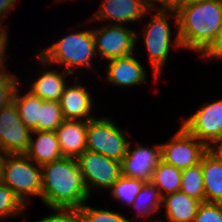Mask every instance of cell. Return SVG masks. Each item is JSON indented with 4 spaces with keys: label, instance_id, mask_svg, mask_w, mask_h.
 <instances>
[{
    "label": "cell",
    "instance_id": "obj_29",
    "mask_svg": "<svg viewBox=\"0 0 222 222\" xmlns=\"http://www.w3.org/2000/svg\"><path fill=\"white\" fill-rule=\"evenodd\" d=\"M0 68V110L13 102V95L19 80L14 75L5 72L7 69Z\"/></svg>",
    "mask_w": 222,
    "mask_h": 222
},
{
    "label": "cell",
    "instance_id": "obj_4",
    "mask_svg": "<svg viewBox=\"0 0 222 222\" xmlns=\"http://www.w3.org/2000/svg\"><path fill=\"white\" fill-rule=\"evenodd\" d=\"M32 162L26 154L6 153L3 183L25 206L30 195L39 196L42 201V168Z\"/></svg>",
    "mask_w": 222,
    "mask_h": 222
},
{
    "label": "cell",
    "instance_id": "obj_9",
    "mask_svg": "<svg viewBox=\"0 0 222 222\" xmlns=\"http://www.w3.org/2000/svg\"><path fill=\"white\" fill-rule=\"evenodd\" d=\"M181 126L209 149L213 148L211 144L222 141V99L202 106Z\"/></svg>",
    "mask_w": 222,
    "mask_h": 222
},
{
    "label": "cell",
    "instance_id": "obj_12",
    "mask_svg": "<svg viewBox=\"0 0 222 222\" xmlns=\"http://www.w3.org/2000/svg\"><path fill=\"white\" fill-rule=\"evenodd\" d=\"M160 160V144H156L153 148L137 145L132 150L129 142L127 153L122 161V175L149 182Z\"/></svg>",
    "mask_w": 222,
    "mask_h": 222
},
{
    "label": "cell",
    "instance_id": "obj_37",
    "mask_svg": "<svg viewBox=\"0 0 222 222\" xmlns=\"http://www.w3.org/2000/svg\"><path fill=\"white\" fill-rule=\"evenodd\" d=\"M214 148H212L217 155L222 159V141H220L219 143H217L215 146H213Z\"/></svg>",
    "mask_w": 222,
    "mask_h": 222
},
{
    "label": "cell",
    "instance_id": "obj_17",
    "mask_svg": "<svg viewBox=\"0 0 222 222\" xmlns=\"http://www.w3.org/2000/svg\"><path fill=\"white\" fill-rule=\"evenodd\" d=\"M205 202L222 203V159L210 148L201 158Z\"/></svg>",
    "mask_w": 222,
    "mask_h": 222
},
{
    "label": "cell",
    "instance_id": "obj_20",
    "mask_svg": "<svg viewBox=\"0 0 222 222\" xmlns=\"http://www.w3.org/2000/svg\"><path fill=\"white\" fill-rule=\"evenodd\" d=\"M65 74L66 76L72 75L65 70L62 73L56 70L44 71L43 74L30 85L31 88L29 91L42 100L59 102L64 88L67 85L64 78Z\"/></svg>",
    "mask_w": 222,
    "mask_h": 222
},
{
    "label": "cell",
    "instance_id": "obj_31",
    "mask_svg": "<svg viewBox=\"0 0 222 222\" xmlns=\"http://www.w3.org/2000/svg\"><path fill=\"white\" fill-rule=\"evenodd\" d=\"M51 210H53L55 214L44 217L36 222H82L79 208L55 207L51 208Z\"/></svg>",
    "mask_w": 222,
    "mask_h": 222
},
{
    "label": "cell",
    "instance_id": "obj_11",
    "mask_svg": "<svg viewBox=\"0 0 222 222\" xmlns=\"http://www.w3.org/2000/svg\"><path fill=\"white\" fill-rule=\"evenodd\" d=\"M31 133L14 102L0 110V152L25 154L30 146Z\"/></svg>",
    "mask_w": 222,
    "mask_h": 222
},
{
    "label": "cell",
    "instance_id": "obj_36",
    "mask_svg": "<svg viewBox=\"0 0 222 222\" xmlns=\"http://www.w3.org/2000/svg\"><path fill=\"white\" fill-rule=\"evenodd\" d=\"M0 153V183H3L4 164L6 161V153Z\"/></svg>",
    "mask_w": 222,
    "mask_h": 222
},
{
    "label": "cell",
    "instance_id": "obj_23",
    "mask_svg": "<svg viewBox=\"0 0 222 222\" xmlns=\"http://www.w3.org/2000/svg\"><path fill=\"white\" fill-rule=\"evenodd\" d=\"M162 198L160 191L151 181L145 182L131 206L138 210L137 217L149 218L161 208Z\"/></svg>",
    "mask_w": 222,
    "mask_h": 222
},
{
    "label": "cell",
    "instance_id": "obj_2",
    "mask_svg": "<svg viewBox=\"0 0 222 222\" xmlns=\"http://www.w3.org/2000/svg\"><path fill=\"white\" fill-rule=\"evenodd\" d=\"M42 168V203L49 208H80L90 197L77 160L66 158Z\"/></svg>",
    "mask_w": 222,
    "mask_h": 222
},
{
    "label": "cell",
    "instance_id": "obj_30",
    "mask_svg": "<svg viewBox=\"0 0 222 222\" xmlns=\"http://www.w3.org/2000/svg\"><path fill=\"white\" fill-rule=\"evenodd\" d=\"M194 222H222V203L201 202Z\"/></svg>",
    "mask_w": 222,
    "mask_h": 222
},
{
    "label": "cell",
    "instance_id": "obj_1",
    "mask_svg": "<svg viewBox=\"0 0 222 222\" xmlns=\"http://www.w3.org/2000/svg\"><path fill=\"white\" fill-rule=\"evenodd\" d=\"M176 18L175 47L202 54L213 42L222 23V0H199L169 9Z\"/></svg>",
    "mask_w": 222,
    "mask_h": 222
},
{
    "label": "cell",
    "instance_id": "obj_7",
    "mask_svg": "<svg viewBox=\"0 0 222 222\" xmlns=\"http://www.w3.org/2000/svg\"><path fill=\"white\" fill-rule=\"evenodd\" d=\"M169 9L158 8L157 13L145 26L143 39L150 57V63L156 78L164 69L171 47V31L167 12Z\"/></svg>",
    "mask_w": 222,
    "mask_h": 222
},
{
    "label": "cell",
    "instance_id": "obj_25",
    "mask_svg": "<svg viewBox=\"0 0 222 222\" xmlns=\"http://www.w3.org/2000/svg\"><path fill=\"white\" fill-rule=\"evenodd\" d=\"M144 184L145 181L143 180L121 175L109 190L112 191L111 194L114 198L121 199V201L130 206L135 201L137 194L141 191Z\"/></svg>",
    "mask_w": 222,
    "mask_h": 222
},
{
    "label": "cell",
    "instance_id": "obj_28",
    "mask_svg": "<svg viewBox=\"0 0 222 222\" xmlns=\"http://www.w3.org/2000/svg\"><path fill=\"white\" fill-rule=\"evenodd\" d=\"M82 222H132L120 213L97 209L84 204L79 208Z\"/></svg>",
    "mask_w": 222,
    "mask_h": 222
},
{
    "label": "cell",
    "instance_id": "obj_39",
    "mask_svg": "<svg viewBox=\"0 0 222 222\" xmlns=\"http://www.w3.org/2000/svg\"><path fill=\"white\" fill-rule=\"evenodd\" d=\"M157 222H174V221H170V220H166V221H164V220H163V221H159V220H158Z\"/></svg>",
    "mask_w": 222,
    "mask_h": 222
},
{
    "label": "cell",
    "instance_id": "obj_34",
    "mask_svg": "<svg viewBox=\"0 0 222 222\" xmlns=\"http://www.w3.org/2000/svg\"><path fill=\"white\" fill-rule=\"evenodd\" d=\"M150 9H154V3L159 2L161 9H176L179 6V0H146Z\"/></svg>",
    "mask_w": 222,
    "mask_h": 222
},
{
    "label": "cell",
    "instance_id": "obj_13",
    "mask_svg": "<svg viewBox=\"0 0 222 222\" xmlns=\"http://www.w3.org/2000/svg\"><path fill=\"white\" fill-rule=\"evenodd\" d=\"M151 10L146 0H104L91 19L114 20L116 24L123 25L140 20Z\"/></svg>",
    "mask_w": 222,
    "mask_h": 222
},
{
    "label": "cell",
    "instance_id": "obj_27",
    "mask_svg": "<svg viewBox=\"0 0 222 222\" xmlns=\"http://www.w3.org/2000/svg\"><path fill=\"white\" fill-rule=\"evenodd\" d=\"M26 206L4 183H0V219L23 215Z\"/></svg>",
    "mask_w": 222,
    "mask_h": 222
},
{
    "label": "cell",
    "instance_id": "obj_32",
    "mask_svg": "<svg viewBox=\"0 0 222 222\" xmlns=\"http://www.w3.org/2000/svg\"><path fill=\"white\" fill-rule=\"evenodd\" d=\"M202 56L207 59H222V23L217 31L215 39L211 45L202 53Z\"/></svg>",
    "mask_w": 222,
    "mask_h": 222
},
{
    "label": "cell",
    "instance_id": "obj_6",
    "mask_svg": "<svg viewBox=\"0 0 222 222\" xmlns=\"http://www.w3.org/2000/svg\"><path fill=\"white\" fill-rule=\"evenodd\" d=\"M85 188L110 189L122 175V162L85 150L77 159Z\"/></svg>",
    "mask_w": 222,
    "mask_h": 222
},
{
    "label": "cell",
    "instance_id": "obj_33",
    "mask_svg": "<svg viewBox=\"0 0 222 222\" xmlns=\"http://www.w3.org/2000/svg\"><path fill=\"white\" fill-rule=\"evenodd\" d=\"M2 23L0 22V68H6L5 66V49L7 50V41L8 35L6 29L3 27ZM3 27V28H2ZM4 29V30H3Z\"/></svg>",
    "mask_w": 222,
    "mask_h": 222
},
{
    "label": "cell",
    "instance_id": "obj_14",
    "mask_svg": "<svg viewBox=\"0 0 222 222\" xmlns=\"http://www.w3.org/2000/svg\"><path fill=\"white\" fill-rule=\"evenodd\" d=\"M88 121L64 120L56 129L62 156L77 159L86 150Z\"/></svg>",
    "mask_w": 222,
    "mask_h": 222
},
{
    "label": "cell",
    "instance_id": "obj_22",
    "mask_svg": "<svg viewBox=\"0 0 222 222\" xmlns=\"http://www.w3.org/2000/svg\"><path fill=\"white\" fill-rule=\"evenodd\" d=\"M181 180L182 170L162 160L157 164L151 178V182L158 188L162 196L180 191Z\"/></svg>",
    "mask_w": 222,
    "mask_h": 222
},
{
    "label": "cell",
    "instance_id": "obj_18",
    "mask_svg": "<svg viewBox=\"0 0 222 222\" xmlns=\"http://www.w3.org/2000/svg\"><path fill=\"white\" fill-rule=\"evenodd\" d=\"M36 134L37 139L32 135ZM30 146L25 153L36 165L43 166L52 161L62 159V152L55 131H32Z\"/></svg>",
    "mask_w": 222,
    "mask_h": 222
},
{
    "label": "cell",
    "instance_id": "obj_19",
    "mask_svg": "<svg viewBox=\"0 0 222 222\" xmlns=\"http://www.w3.org/2000/svg\"><path fill=\"white\" fill-rule=\"evenodd\" d=\"M165 205L167 219L174 222H194L201 201L189 197L182 191L164 195L162 205Z\"/></svg>",
    "mask_w": 222,
    "mask_h": 222
},
{
    "label": "cell",
    "instance_id": "obj_15",
    "mask_svg": "<svg viewBox=\"0 0 222 222\" xmlns=\"http://www.w3.org/2000/svg\"><path fill=\"white\" fill-rule=\"evenodd\" d=\"M108 61L106 75L110 83L122 87L146 82V71L133 54Z\"/></svg>",
    "mask_w": 222,
    "mask_h": 222
},
{
    "label": "cell",
    "instance_id": "obj_3",
    "mask_svg": "<svg viewBox=\"0 0 222 222\" xmlns=\"http://www.w3.org/2000/svg\"><path fill=\"white\" fill-rule=\"evenodd\" d=\"M96 56L95 39L92 30L79 31L59 39L46 49L40 50L37 60L44 65L62 64L65 71L74 74L75 67L93 69L92 58Z\"/></svg>",
    "mask_w": 222,
    "mask_h": 222
},
{
    "label": "cell",
    "instance_id": "obj_38",
    "mask_svg": "<svg viewBox=\"0 0 222 222\" xmlns=\"http://www.w3.org/2000/svg\"><path fill=\"white\" fill-rule=\"evenodd\" d=\"M193 1H199V0H179V5L183 3L193 2Z\"/></svg>",
    "mask_w": 222,
    "mask_h": 222
},
{
    "label": "cell",
    "instance_id": "obj_8",
    "mask_svg": "<svg viewBox=\"0 0 222 222\" xmlns=\"http://www.w3.org/2000/svg\"><path fill=\"white\" fill-rule=\"evenodd\" d=\"M161 146V160L183 170L200 164L209 148L182 126L175 135Z\"/></svg>",
    "mask_w": 222,
    "mask_h": 222
},
{
    "label": "cell",
    "instance_id": "obj_16",
    "mask_svg": "<svg viewBox=\"0 0 222 222\" xmlns=\"http://www.w3.org/2000/svg\"><path fill=\"white\" fill-rule=\"evenodd\" d=\"M81 85L65 86L59 104L66 120L89 121L94 119L89 113L92 110L91 94Z\"/></svg>",
    "mask_w": 222,
    "mask_h": 222
},
{
    "label": "cell",
    "instance_id": "obj_35",
    "mask_svg": "<svg viewBox=\"0 0 222 222\" xmlns=\"http://www.w3.org/2000/svg\"><path fill=\"white\" fill-rule=\"evenodd\" d=\"M16 0H0V22L5 16V13L11 11V8L15 6Z\"/></svg>",
    "mask_w": 222,
    "mask_h": 222
},
{
    "label": "cell",
    "instance_id": "obj_10",
    "mask_svg": "<svg viewBox=\"0 0 222 222\" xmlns=\"http://www.w3.org/2000/svg\"><path fill=\"white\" fill-rule=\"evenodd\" d=\"M96 53H100L103 59L111 60L128 56L134 53L135 44L138 41L136 32L123 25L114 24L92 30Z\"/></svg>",
    "mask_w": 222,
    "mask_h": 222
},
{
    "label": "cell",
    "instance_id": "obj_5",
    "mask_svg": "<svg viewBox=\"0 0 222 222\" xmlns=\"http://www.w3.org/2000/svg\"><path fill=\"white\" fill-rule=\"evenodd\" d=\"M127 135L108 117L88 121L86 150L122 162L127 153Z\"/></svg>",
    "mask_w": 222,
    "mask_h": 222
},
{
    "label": "cell",
    "instance_id": "obj_21",
    "mask_svg": "<svg viewBox=\"0 0 222 222\" xmlns=\"http://www.w3.org/2000/svg\"><path fill=\"white\" fill-rule=\"evenodd\" d=\"M13 102L18 109V113L25 125L31 130H38L40 121V108L42 99L28 91L25 95H19L16 87Z\"/></svg>",
    "mask_w": 222,
    "mask_h": 222
},
{
    "label": "cell",
    "instance_id": "obj_26",
    "mask_svg": "<svg viewBox=\"0 0 222 222\" xmlns=\"http://www.w3.org/2000/svg\"><path fill=\"white\" fill-rule=\"evenodd\" d=\"M64 120L59 102L42 100L38 130L56 131Z\"/></svg>",
    "mask_w": 222,
    "mask_h": 222
},
{
    "label": "cell",
    "instance_id": "obj_24",
    "mask_svg": "<svg viewBox=\"0 0 222 222\" xmlns=\"http://www.w3.org/2000/svg\"><path fill=\"white\" fill-rule=\"evenodd\" d=\"M180 191L189 197L205 202V190L201 163L182 170Z\"/></svg>",
    "mask_w": 222,
    "mask_h": 222
}]
</instances>
